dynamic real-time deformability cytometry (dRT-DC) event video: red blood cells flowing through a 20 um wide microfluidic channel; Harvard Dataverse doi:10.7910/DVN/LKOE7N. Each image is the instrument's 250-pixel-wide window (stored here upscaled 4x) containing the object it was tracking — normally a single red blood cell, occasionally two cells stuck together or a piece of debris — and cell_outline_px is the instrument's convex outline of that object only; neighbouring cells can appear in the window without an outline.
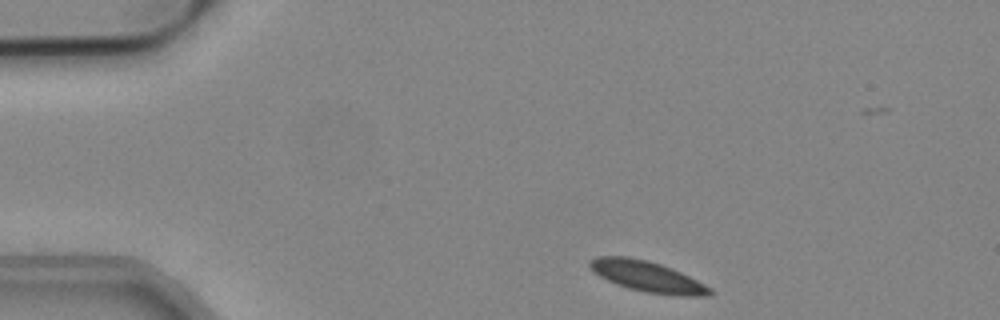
{"species": "common noctule bat (a hibernating species)", "species_latin": "Nyctalus noctula", "temperature_condition": "cold", "stored_images_in_passage": 48, "camera_frame_rate_fps": 3000, "um_per_image_px": 0.085, "animal": {"sex": "male", "body_mass_g": 19.2, "forearm_length_mm": 51.8}, "frame": {"image": 1, "passage_image": 2, "time_ms": 0.333, "image_size_px": [1000, 320], "cell_outline_px": [[712, 296], [672, 296], [644, 292], [628, 288], [616, 284], [600, 276], [588, 264], [588, 260], [596, 256], [628, 256], [648, 260], [672, 268], [712, 288]], "centroid_in_image_um": [55.04, 23.51], "position_along_channel_um": 30.0, "area_um2": 21.62}}
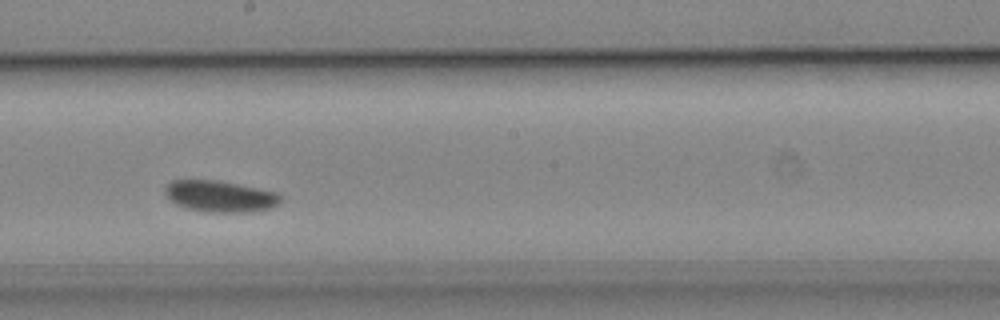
{"frame": {"image": 2, "passage_image": 23, "time_ms": 7.333, "image_size_px": [1000, 320], "cell_outline_px": [[284, 200], [280, 204], [268, 208], [252, 212], [208, 212], [184, 208], [176, 204], [164, 192], [164, 188], [172, 180], [216, 180], [276, 192]], "centroid_in_image_um": [18.71, 16.69], "position_along_channel_um": 229.5, "area_um2": 21.04}}
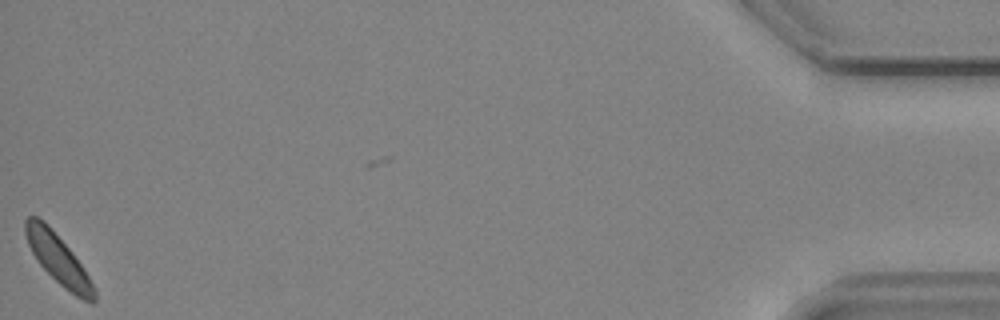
{"frame": {"image": 3, "passage_image": 47, "time_ms": 15.333, "image_size_px": [1000, 320], "cell_outline_px": [[96, 300], [92, 304], [76, 296], [64, 288], [36, 260], [28, 244], [24, 232], [24, 220], [28, 216], [36, 216], [44, 220], [48, 224], [72, 252], [84, 268], [96, 292]], "centroid_in_image_um": [4.93, 22.0], "position_along_channel_um": 430.3, "area_um2": 19.71}, "authors_computed_cell_mechanics": {"area_um2": 20.9236, "velocity_mm_per_s": 3.7394, "shape_relaxation_time_tau1_ms": 2.25, "shape_relaxation_time_tau2_ms": null, "deformation_change_tau1": 0.0479, "deformation_change_tau2": null}}